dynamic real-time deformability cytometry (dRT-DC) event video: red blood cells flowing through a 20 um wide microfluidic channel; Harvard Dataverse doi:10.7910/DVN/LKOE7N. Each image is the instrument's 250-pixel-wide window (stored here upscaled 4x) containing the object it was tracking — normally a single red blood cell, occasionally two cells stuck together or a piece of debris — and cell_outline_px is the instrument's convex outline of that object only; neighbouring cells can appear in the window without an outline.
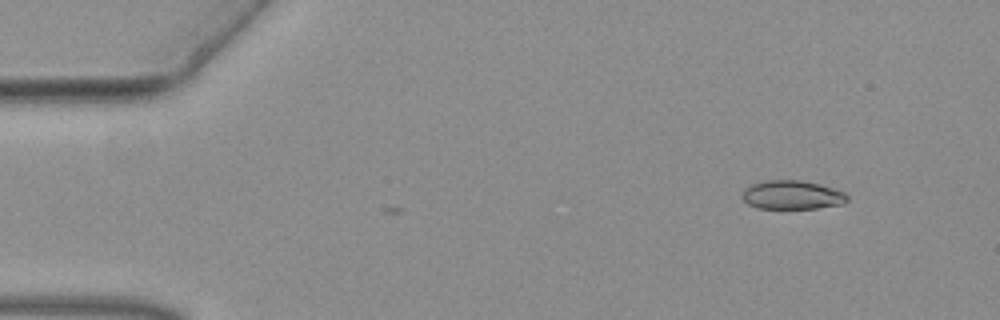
{"species": "common noctule bat (a hibernating species)", "species_latin": "Nyctalus noctula", "temperature_condition": "warm", "stored_images_in_passage": 2, "camera_frame_rate_fps": 3000, "um_per_image_px": 0.085, "animal": {"sex": "female", "body_mass_g": 19.3, "forearm_length_mm": 54.1}, "frame": {"image": 1, "passage_image": 2, "time_ms": 0.333, "image_size_px": [1000, 320], "cell_outline_px": [[848, 200], [844, 204], [816, 208], [756, 208], [748, 204], [744, 200], [744, 188], [752, 184], [764, 180], [800, 180], [820, 184], [844, 192], [848, 196]], "centroid_in_image_um": [67.35, 16.56], "position_along_channel_um": 17.7, "area_um2": 17.57}}